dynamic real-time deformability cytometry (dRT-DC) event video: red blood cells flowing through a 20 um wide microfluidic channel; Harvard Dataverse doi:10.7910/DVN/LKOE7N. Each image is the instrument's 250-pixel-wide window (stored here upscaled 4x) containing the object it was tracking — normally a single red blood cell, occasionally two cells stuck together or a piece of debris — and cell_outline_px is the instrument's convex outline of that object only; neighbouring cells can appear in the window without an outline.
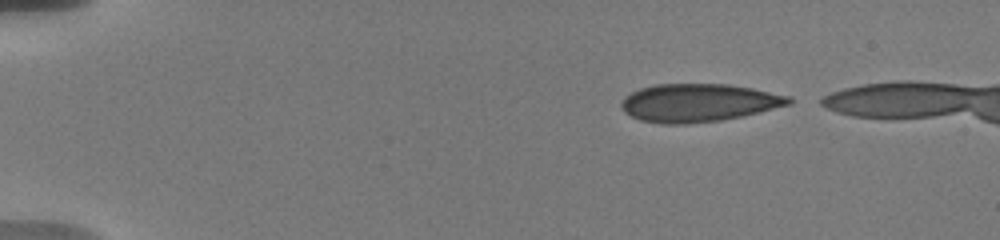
{"species": "human", "species_latin": "Homo sapiens", "temperature_condition": "warm", "stored_images_in_passage": 11, "camera_frame_rate_fps": 3000, "um_per_image_px": 0.085, "donor": {"sex": "male"}, "frame": {"image": 1, "passage_image": 1, "time_ms": 0.0, "image_size_px": [1000, 240], "cell_outline_px": [[792, 104], [740, 116], [720, 120], [688, 124], [660, 124], [640, 120], [624, 112], [620, 108], [620, 104], [624, 96], [640, 88], [656, 84], [728, 84], [752, 88], [792, 96]], "centroid_in_image_um": [59.35, 8.73], "position_along_channel_um": 25.6, "area_um2": 37.22}}
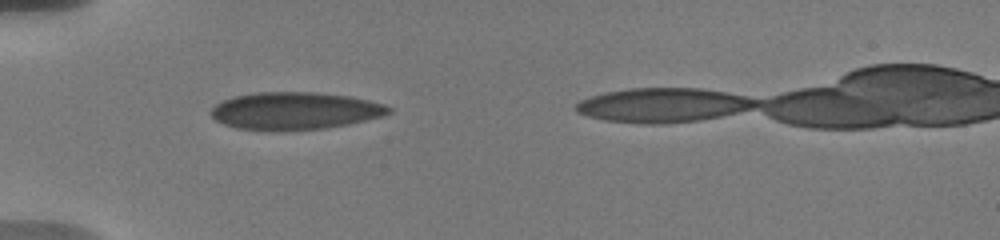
{"frame": {"image": 2, "passage_image": 7, "time_ms": 3.333, "image_size_px": [1000, 240], "cell_outline_px": [[392, 112], [384, 116], [348, 124], [324, 128], [280, 132], [268, 132], [236, 128], [224, 124], [216, 120], [208, 112], [216, 104], [224, 100], [236, 96], [256, 92], [316, 92], [348, 96], [368, 100], [384, 104], [392, 108]], "centroid_in_image_um": [25.05, 9.44], "position_along_channel_um": 59.9, "area_um2": 39.25}}
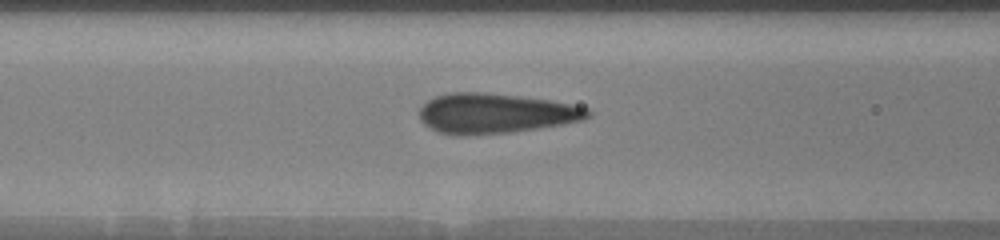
{"frame": {"image": 3, "passage_image": 10, "time_ms": 5.333, "image_size_px": [1000, 240], "cell_outline_px": [[592, 116], [584, 120], [564, 124], [508, 132], [464, 136], [460, 136], [440, 132], [424, 124], [420, 120], [420, 108], [428, 100], [436, 96], [448, 92], [484, 92], [548, 100], [588, 108], [592, 112]], "centroid_in_image_um": [42.1, 9.64], "position_along_channel_um": 124.5, "area_um2": 39.07}}